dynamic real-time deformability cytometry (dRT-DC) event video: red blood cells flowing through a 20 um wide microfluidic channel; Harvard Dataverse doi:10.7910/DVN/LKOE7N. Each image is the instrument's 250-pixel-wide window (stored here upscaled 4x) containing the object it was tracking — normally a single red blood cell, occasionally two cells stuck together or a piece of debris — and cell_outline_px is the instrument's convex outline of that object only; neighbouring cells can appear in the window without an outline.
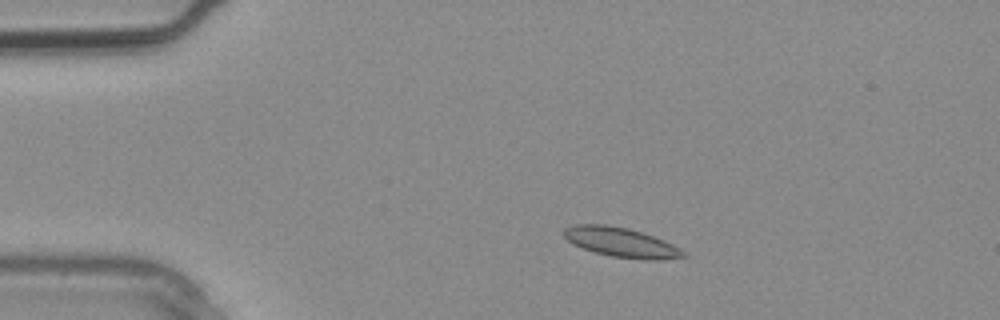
{"species": "common noctule bat (a hibernating species)", "species_latin": "Nyctalus noctula", "temperature_condition": "warm", "stored_images_in_passage": 1, "camera_frame_rate_fps": 3000, "um_per_image_px": 0.085, "animal": {"sex": "male", "body_mass_g": 20.4}, "frame": {"image": 1, "passage_image": 1, "time_ms": 0.0, "image_size_px": [1000, 320], "cell_outline_px": [[688, 256], [656, 260], [644, 260], [612, 256], [596, 252], [584, 248], [568, 240], [564, 236], [564, 228], [576, 224], [604, 224], [628, 228], [664, 240], [680, 248]], "centroid_in_image_um": [52.82, 20.59], "position_along_channel_um": 32.2, "area_um2": 20.23}}